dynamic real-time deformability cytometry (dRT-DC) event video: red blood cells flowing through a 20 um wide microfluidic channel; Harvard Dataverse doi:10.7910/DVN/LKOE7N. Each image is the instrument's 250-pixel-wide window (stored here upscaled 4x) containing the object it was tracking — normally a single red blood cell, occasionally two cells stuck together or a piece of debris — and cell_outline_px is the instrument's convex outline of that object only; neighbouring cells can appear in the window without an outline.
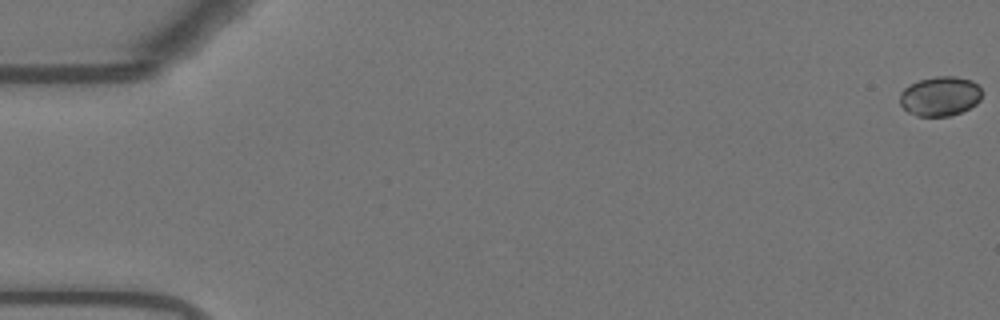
{"species": "Egyptian fruit bat (a non-hibernating species)", "species_latin": "Rousettus aegyptiacus", "temperature_condition": "warm", "stored_images_in_passage": 56, "camera_frame_rate_fps": 3000, "um_per_image_px": 0.085, "animal": {"sex": "female"}, "frame": {"image": 1, "passage_image": 1, "time_ms": 0.0, "image_size_px": [1000, 320], "cell_outline_px": [[980, 100], [976, 104], [960, 112], [948, 116], [916, 116], [908, 112], [900, 104], [900, 92], [908, 84], [920, 80], [936, 76], [956, 76], [972, 80], [980, 88]], "centroid_in_image_um": [79.88, 8.17], "position_along_channel_um": 5.1, "area_um2": 18.9}}
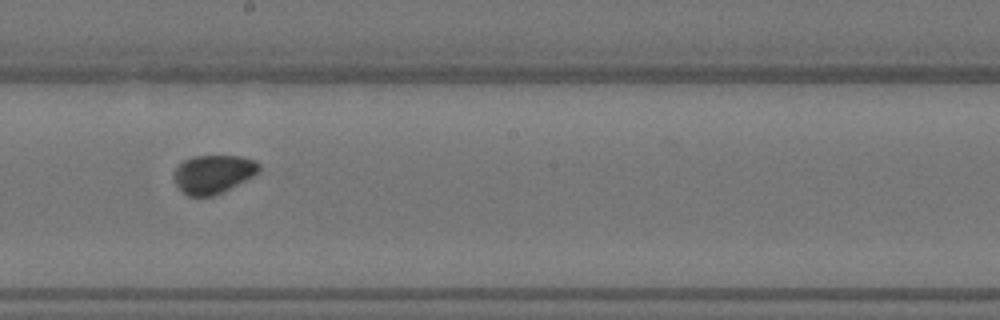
{"frame": {"image": 2, "passage_image": 32, "time_ms": 10.333, "image_size_px": [1000, 320], "cell_outline_px": [[260, 172], [212, 196], [188, 196], [176, 184], [172, 176], [172, 172], [184, 160], [192, 156], [240, 156], [256, 160], [260, 164]], "centroid_in_image_um": [18.11, 14.77], "position_along_channel_um": 230.1, "area_um2": 18.9}}
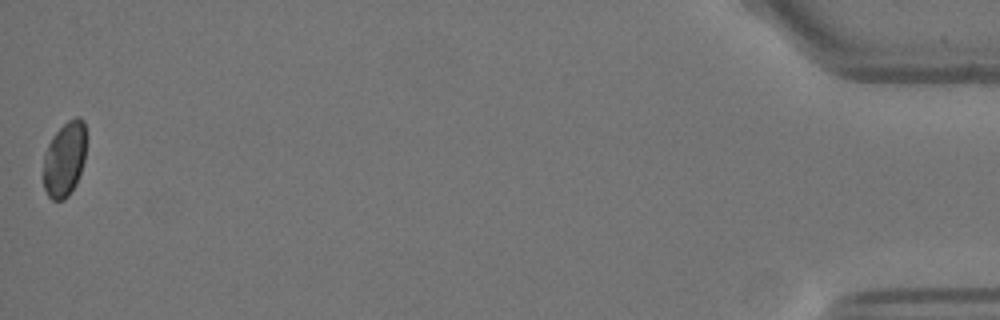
{"frame": {"image": 3, "passage_image": 56, "time_ms": 18.333, "image_size_px": [1000, 320], "cell_outline_px": [[84, 160], [76, 184], [68, 196], [64, 200], [52, 200], [48, 196], [44, 188], [44, 152], [52, 136], [68, 120], [76, 116], [80, 116], [84, 120]], "centroid_in_image_um": [5.47, 13.53], "position_along_channel_um": 429.7, "area_um2": 18.55}, "authors_computed_cell_mechanics": {"area_um2": 19.074, "velocity_mm_per_s": 3.699, "shape_relaxation_time_tau1_ms": 5.6982, "shape_relaxation_time_tau2_ms": 2.8788, "deformation_change_tau1": 0.0546, "deformation_change_tau2": 0.0475}}